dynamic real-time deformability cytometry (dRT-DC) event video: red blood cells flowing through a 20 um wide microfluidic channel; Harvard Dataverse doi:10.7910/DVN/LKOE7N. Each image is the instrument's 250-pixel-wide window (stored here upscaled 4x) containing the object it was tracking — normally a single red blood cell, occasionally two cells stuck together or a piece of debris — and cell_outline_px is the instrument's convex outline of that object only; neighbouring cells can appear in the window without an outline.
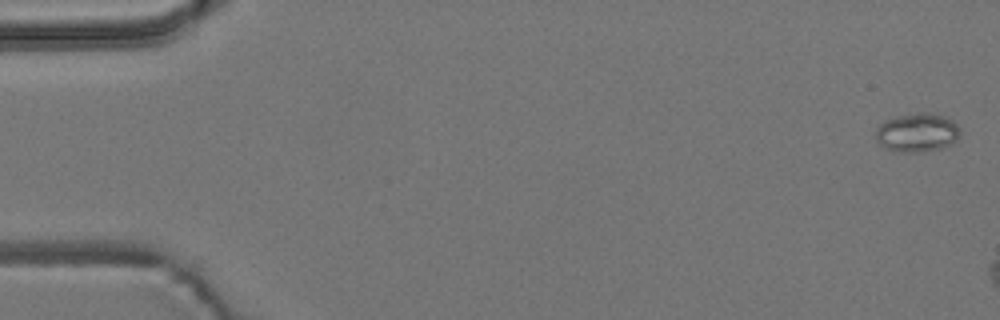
{"species": "common noctule bat (a hibernating species)", "species_latin": "Nyctalus noctula", "temperature_condition": "room temperature", "stored_images_in_passage": 3, "camera_frame_rate_fps": 3000, "um_per_image_px": 0.085, "animal": {"sex": "male", "body_mass_g": 19.2, "forearm_length_mm": 51.8}, "frame": {"image": 1, "passage_image": 1, "time_ms": 0.0, "image_size_px": [1000, 320], "cell_outline_px": [[960, 136], [952, 144], [940, 148], [924, 152], [900, 152], [888, 148], [880, 144], [876, 140], [876, 128], [884, 120], [900, 116], [924, 112], [928, 112], [944, 116], [952, 120], [960, 128]], "centroid_in_image_um": [77.98, 11.27], "position_along_channel_um": 7.0, "area_um2": 19.02}}